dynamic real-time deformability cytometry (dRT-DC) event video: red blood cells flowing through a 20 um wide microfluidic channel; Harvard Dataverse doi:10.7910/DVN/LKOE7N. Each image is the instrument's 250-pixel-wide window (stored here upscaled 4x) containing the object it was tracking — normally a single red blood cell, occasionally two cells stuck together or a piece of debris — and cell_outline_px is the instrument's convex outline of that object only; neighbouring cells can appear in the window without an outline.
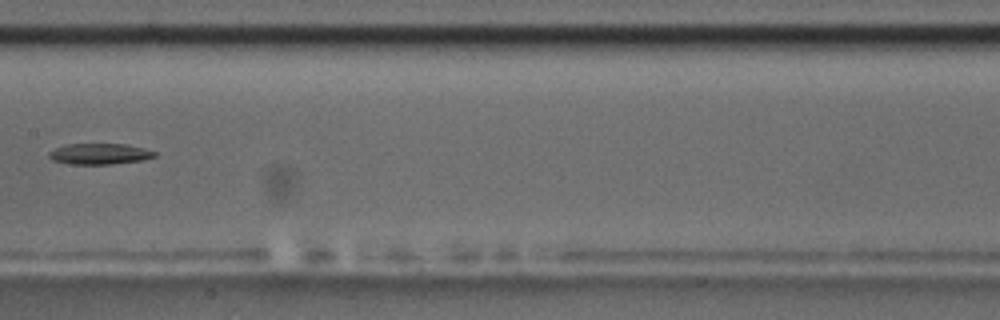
{"species": "common noctule bat (a hibernating species)", "species_latin": "Nyctalus noctula", "temperature_condition": "room temperature", "stored_images_in_passage": 9, "camera_frame_rate_fps": 3000, "um_per_image_px": 0.085, "animal": {"sex": "male", "body_mass_g": 17.5, "forearm_length_mm": 52.3}, "frame": {"image": 1, "passage_image": 9, "time_ms": 9.333, "image_size_px": [1000, 320], "cell_outline_px": [[156, 156], [144, 160], [112, 164], [72, 164], [52, 160], [48, 156], [48, 152], [64, 144], [124, 144], [144, 148], [156, 152]], "centroid_in_image_um": [8.46, 13.08], "position_along_channel_um": 198.9, "area_um2": 12.89}}